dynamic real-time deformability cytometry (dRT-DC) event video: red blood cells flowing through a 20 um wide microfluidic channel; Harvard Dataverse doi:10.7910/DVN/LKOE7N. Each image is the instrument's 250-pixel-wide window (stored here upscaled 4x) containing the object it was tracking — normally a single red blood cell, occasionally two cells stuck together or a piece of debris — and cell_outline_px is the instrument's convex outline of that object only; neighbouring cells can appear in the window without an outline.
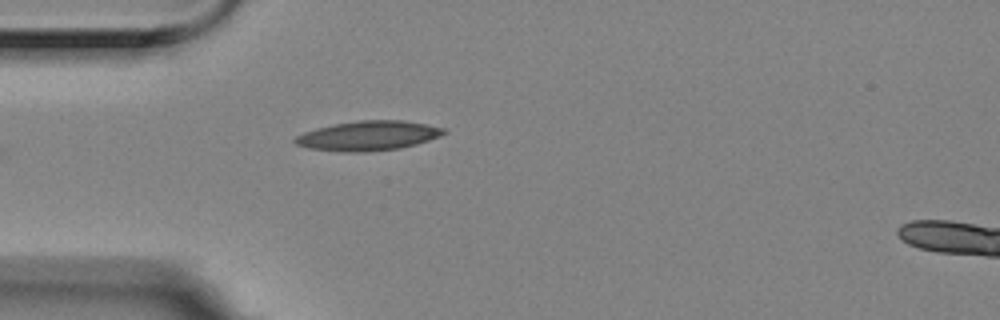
{"species": "Egyptian fruit bat (a non-hibernating species)", "species_latin": "Rousettus aegyptiacus", "temperature_condition": "room temperature", "stored_images_in_passage": 42, "camera_frame_rate_fps": 3000, "um_per_image_px": 0.085, "animal": {"sex": "female"}, "frame": {"image": 1, "passage_image": 1, "time_ms": 0.0, "image_size_px": [1000, 320], "cell_outline_px": [[448, 132], [440, 136], [416, 144], [400, 148], [364, 152], [340, 152], [308, 148], [296, 144], [292, 140], [296, 136], [304, 132], [316, 128], [332, 124], [360, 120], [404, 120], [444, 128]], "centroid_in_image_um": [31.27, 11.54], "position_along_channel_um": 53.7, "area_um2": 25.72}}
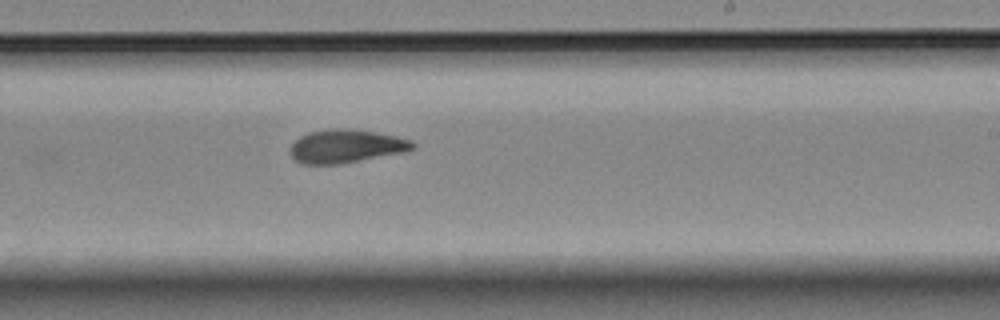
{"frame": {"image": 2, "passage_image": 19, "time_ms": 6.0, "image_size_px": [1000, 320], "cell_outline_px": [[416, 148], [404, 152], [340, 164], [300, 164], [292, 156], [292, 144], [300, 136], [308, 132], [328, 128], [340, 128], [372, 132], [396, 136], [412, 140], [416, 144]], "centroid_in_image_um": [29.43, 12.43], "position_along_channel_um": 259.6, "area_um2": 23.64}}
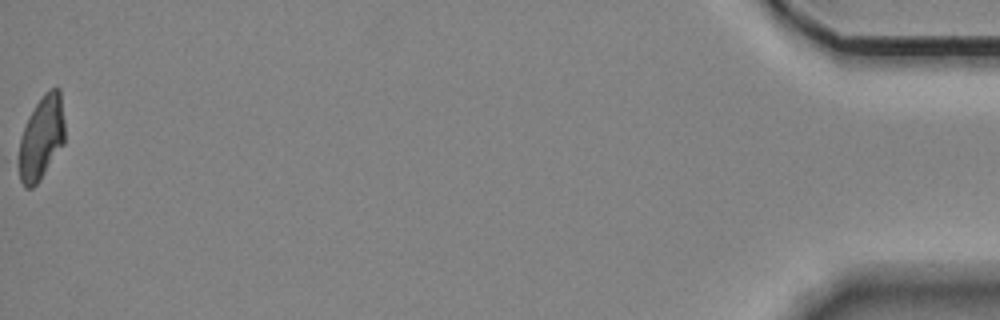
{"frame": {"image": 3, "passage_image": 42, "time_ms": 13.667, "image_size_px": [1000, 320], "cell_outline_px": [[64, 144], [40, 180], [32, 188], [24, 188], [20, 180], [16, 160], [20, 136], [28, 116], [44, 92], [48, 88], [60, 88], [64, 120]], "centroid_in_image_um": [3.48, 11.74], "position_along_channel_um": 431.7, "area_um2": 23.0}, "authors_computed_cell_mechanics": {"area_um2": 23.5246, "velocity_mm_per_s": 3.5181, "shape_relaxation_time_tau1_ms": 9.0085, "shape_relaxation_time_tau2_ms": 5.7339, "deformation_change_tau1": 0.2331, "deformation_change_tau2": 0.1263}}